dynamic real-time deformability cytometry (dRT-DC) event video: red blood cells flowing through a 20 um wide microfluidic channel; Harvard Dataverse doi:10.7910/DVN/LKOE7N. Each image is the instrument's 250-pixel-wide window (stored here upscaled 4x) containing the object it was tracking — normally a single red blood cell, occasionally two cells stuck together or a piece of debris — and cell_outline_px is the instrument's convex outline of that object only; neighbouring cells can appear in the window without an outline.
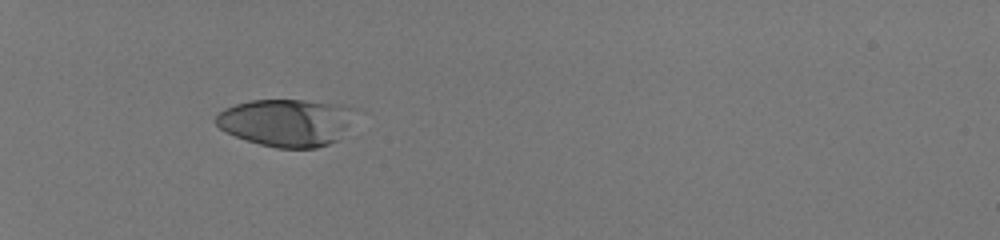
{"species": "human", "species_latin": "Homo sapiens", "temperature_condition": "room temperature", "stored_images_in_passage": 35, "camera_frame_rate_fps": 3000, "um_per_image_px": 0.085, "donor": {"sex": "male"}, "frame": {"image": 1, "passage_image": 1, "time_ms": 0.0, "image_size_px": [1000, 240], "cell_outline_px": [[356, 112], [348, 124], [336, 140], [328, 144], [316, 148], [276, 148], [260, 144], [236, 136], [220, 128], [216, 124], [216, 116], [224, 108], [236, 104], [252, 100], [304, 100], [344, 104], [356, 108]], "centroid_in_image_um": [24.36, 10.39], "position_along_channel_um": 60.6, "area_um2": 38.26}}
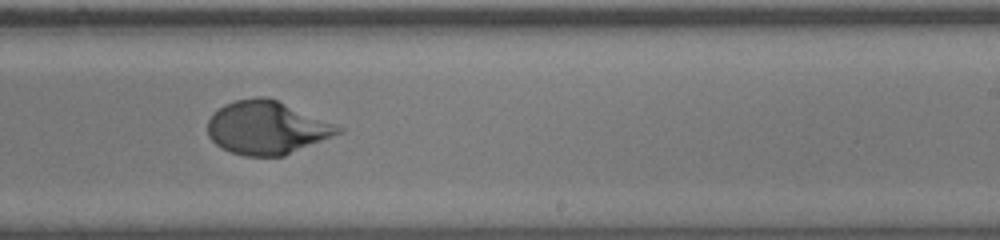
{"frame": {"image": 2, "passage_image": 19, "time_ms": 6.0, "image_size_px": [1000, 240], "cell_outline_px": [[344, 128], [340, 132], [284, 156], [244, 156], [232, 152], [216, 144], [208, 136], [208, 120], [212, 112], [224, 104], [236, 100], [256, 96], [264, 96], [276, 100]], "centroid_in_image_um": [22.61, 10.85], "position_along_channel_um": 266.4, "area_um2": 39.88}}
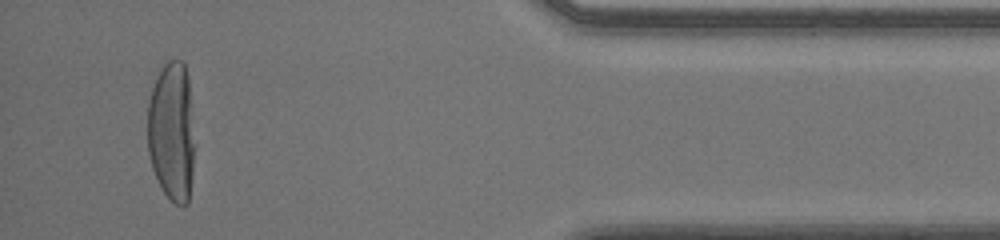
{"frame": {"image": 3, "passage_image": 33, "time_ms": 10.667, "image_size_px": [1000, 240], "cell_outline_px": [[192, 172], [188, 204], [184, 208], [176, 204], [164, 192], [152, 168], [148, 152], [148, 100], [156, 76], [164, 64], [168, 60], [180, 60], [184, 64], [188, 76], [192, 144]], "centroid_in_image_um": [14.56, 11.18], "position_along_channel_um": 420.6, "area_um2": 37.57}, "authors_computed_cell_mechanics": {"area_um2": 39.015, "velocity_mm_per_s": 4.0144, "shape_relaxation_time_tau1_ms": 4.3041, "shape_relaxation_time_tau2_ms": null, "deformation_change_tau1": 0.2475, "deformation_change_tau2": null}}